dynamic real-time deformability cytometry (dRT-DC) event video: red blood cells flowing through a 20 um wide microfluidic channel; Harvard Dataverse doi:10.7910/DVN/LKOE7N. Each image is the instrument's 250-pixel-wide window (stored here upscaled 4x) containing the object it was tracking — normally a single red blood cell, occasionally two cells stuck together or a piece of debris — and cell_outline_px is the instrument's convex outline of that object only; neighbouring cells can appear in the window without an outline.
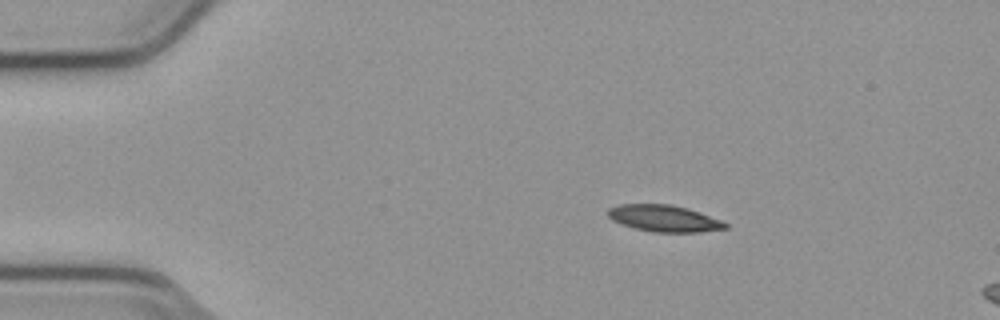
{"species": "common noctule bat (a hibernating species)", "species_latin": "Nyctalus noctula", "temperature_condition": "cold", "stored_images_in_passage": 15, "camera_frame_rate_fps": 3000, "um_per_image_px": 0.085, "animal": {"sex": "male", "body_mass_g": 23.1, "forearm_length_mm": 52.7}, "frame": {"image": 1, "passage_image": 9, "time_ms": 2.667, "image_size_px": [1000, 320], "cell_outline_px": [[728, 228], [700, 232], [652, 232], [636, 228], [612, 220], [608, 216], [608, 208], [620, 204], [672, 204], [688, 208], [700, 212], [720, 220], [728, 224]], "centroid_in_image_um": [56.46, 18.55], "position_along_channel_um": 28.5, "area_um2": 18.15}}